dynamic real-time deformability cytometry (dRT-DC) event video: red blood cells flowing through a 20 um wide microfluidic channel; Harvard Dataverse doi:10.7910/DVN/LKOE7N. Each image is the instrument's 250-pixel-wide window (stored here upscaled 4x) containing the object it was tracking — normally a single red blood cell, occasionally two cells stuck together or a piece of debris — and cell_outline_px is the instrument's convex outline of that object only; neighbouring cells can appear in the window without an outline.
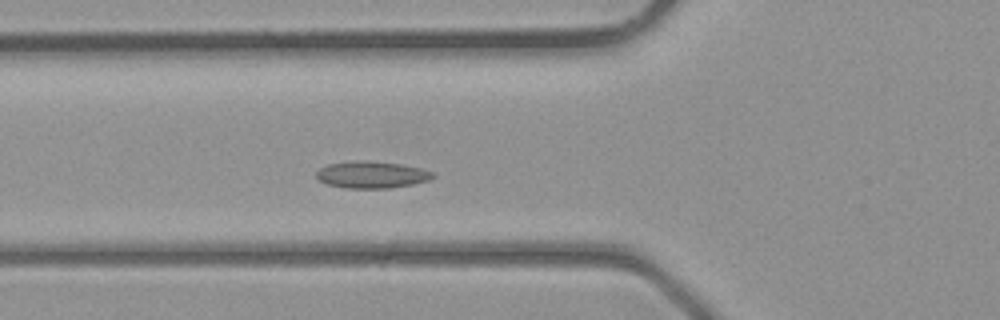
{"species": "common noctule bat (a hibernating species)", "species_latin": "Nyctalus noctula", "temperature_condition": "room temperature", "stored_images_in_passage": 36, "camera_frame_rate_fps": 3000, "um_per_image_px": 0.085, "animal": {"sex": "male", "body_mass_g": 23.1, "forearm_length_mm": 52.7}, "frame": {"image": 1, "passage_image": 9, "time_ms": 2.667, "image_size_px": [1000, 320], "cell_outline_px": [[436, 176], [428, 180], [412, 184], [392, 188], [344, 188], [328, 184], [320, 180], [316, 176], [316, 172], [320, 168], [328, 164], [356, 160], [400, 164], [420, 168], [436, 172]], "centroid_in_image_um": [31.61, 14.85], "position_along_channel_um": 94.2, "area_um2": 18.15}}
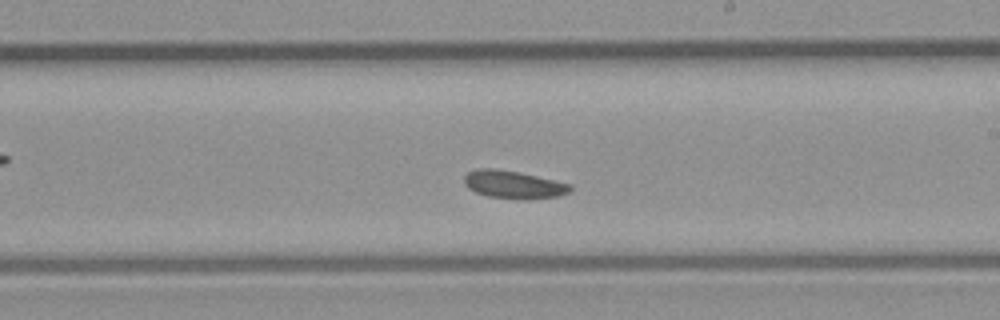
{"frame": {"image": 2, "passage_image": 18, "time_ms": 5.667, "image_size_px": [1000, 320], "cell_outline_px": [[572, 188], [568, 192], [560, 196], [524, 200], [520, 200], [488, 196], [476, 192], [468, 188], [464, 184], [464, 176], [468, 172], [480, 168], [496, 168], [536, 176], [572, 184]], "centroid_in_image_um": [43.65, 15.7], "position_along_channel_um": 245.4, "area_um2": 17.22}}
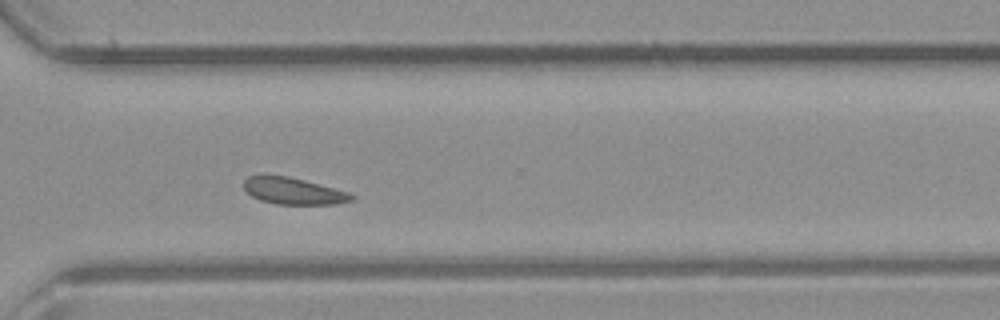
{"frame": {"image": 3, "passage_image": 24, "time_ms": 7.667, "image_size_px": [1000, 320], "cell_outline_px": [[356, 196], [352, 200], [336, 204], [276, 204], [260, 200], [252, 196], [244, 188], [244, 180], [248, 176], [260, 172], [264, 172], [288, 176], [304, 180], [348, 192]], "centroid_in_image_um": [24.86, 16.19], "position_along_channel_um": 345.7, "area_um2": 17.11}}